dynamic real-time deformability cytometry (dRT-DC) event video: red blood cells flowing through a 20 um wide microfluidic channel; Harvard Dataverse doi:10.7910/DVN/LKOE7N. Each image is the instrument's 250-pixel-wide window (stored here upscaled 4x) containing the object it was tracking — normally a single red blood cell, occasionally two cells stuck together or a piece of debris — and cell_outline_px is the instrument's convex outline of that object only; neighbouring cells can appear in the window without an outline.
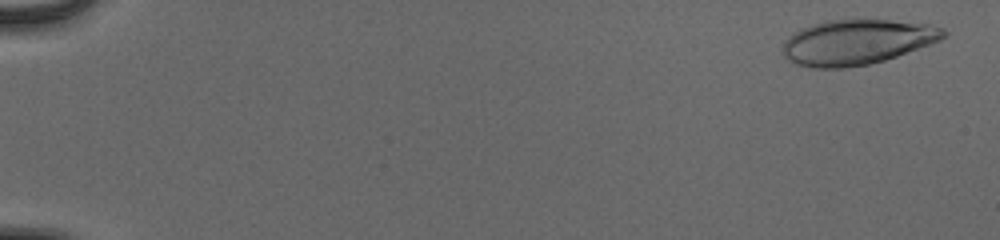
{"species": "human", "species_latin": "Homo sapiens", "temperature_condition": "cold", "stored_images_in_passage": 54, "camera_frame_rate_fps": 3000, "um_per_image_px": 0.085, "donor": {"sex": "male"}, "frame": {"image": 1, "passage_image": 2, "time_ms": 0.333, "image_size_px": [1000, 240], "cell_outline_px": [[948, 36], [940, 40], [896, 56], [884, 60], [868, 64], [844, 68], [812, 68], [796, 64], [788, 60], [784, 56], [784, 40], [792, 32], [800, 28], [824, 20], [888, 20], [928, 24], [944, 28], [948, 32]], "centroid_in_image_um": [72.82, 3.57], "position_along_channel_um": 12.2, "area_um2": 42.25}}
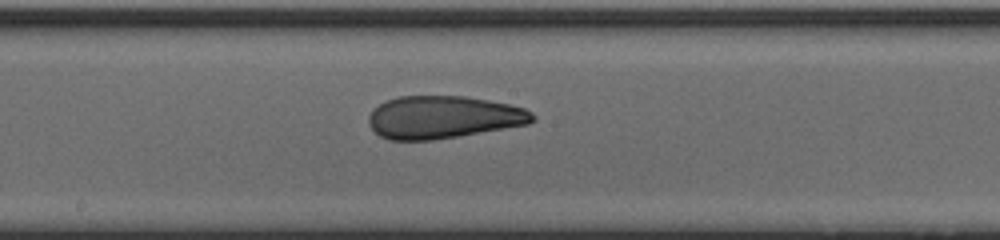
{"frame": {"image": 2, "passage_image": 31, "time_ms": 10.0, "image_size_px": [1000, 240], "cell_outline_px": [[536, 120], [528, 124], [432, 140], [388, 140], [380, 136], [368, 124], [368, 116], [372, 108], [388, 100], [400, 96], [464, 96], [488, 100], [508, 104], [524, 108], [532, 112], [536, 116]], "centroid_in_image_um": [37.66, 9.96], "position_along_channel_um": 210.5, "area_um2": 40.58}}
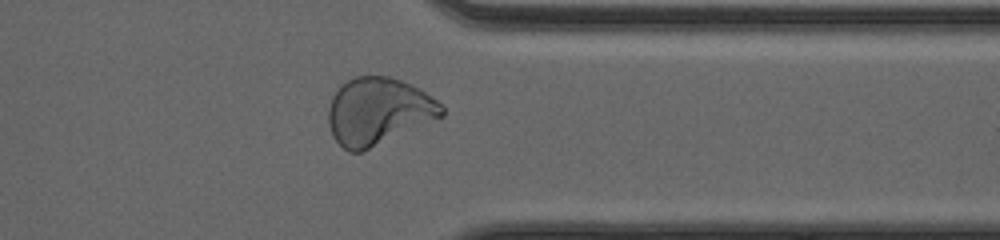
{"frame": {"image": 3, "passage_image": 44, "time_ms": 14.333, "image_size_px": [1000, 240], "cell_outline_px": [[444, 116], [364, 152], [348, 152], [332, 136], [328, 124], [328, 108], [332, 96], [348, 80], [356, 76], [388, 76], [400, 80], [424, 92], [436, 100], [444, 108]], "centroid_in_image_um": [32.14, 9.49], "position_along_channel_um": 379.3, "area_um2": 44.22}, "authors_computed_cell_mechanics": {"area_um2": 41.4715, "velocity_mm_per_s": 3.926, "shape_relaxation_time_tau1_ms": null, "shape_relaxation_time_tau2_ms": 1.4946, "deformation_change_tau1": null, "deformation_change_tau2": 0.0895}}